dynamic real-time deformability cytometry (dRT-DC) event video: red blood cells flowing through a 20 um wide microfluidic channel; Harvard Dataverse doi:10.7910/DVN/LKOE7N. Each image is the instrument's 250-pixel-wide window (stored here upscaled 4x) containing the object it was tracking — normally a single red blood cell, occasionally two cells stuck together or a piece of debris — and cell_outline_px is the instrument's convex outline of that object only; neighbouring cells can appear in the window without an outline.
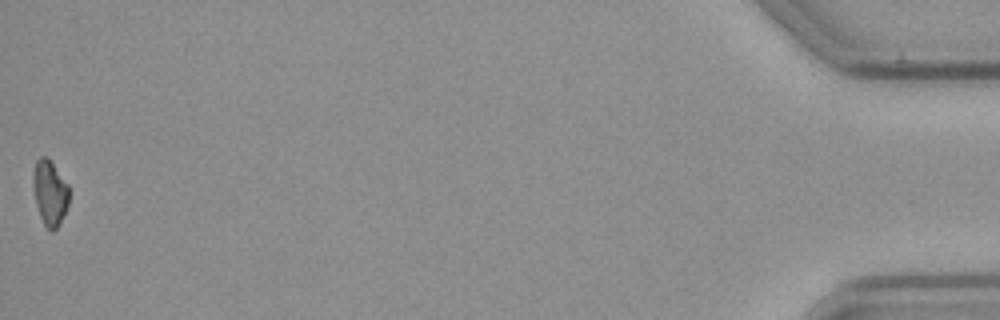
{"species": "common noctule bat (a hibernating species)", "species_latin": "Nyctalus noctula", "temperature_condition": "cold", "stored_images_in_passage": 42, "camera_frame_rate_fps": 3000, "um_per_image_px": 0.085, "animal": {"sex": "male", "body_mass_g": 23.1, "forearm_length_mm": 52.7}, "frame": {"image": 1, "passage_image": 42, "time_ms": 13.667, "image_size_px": [1000, 320], "cell_outline_px": [[68, 204], [56, 228], [52, 232], [44, 224], [40, 216], [36, 204], [32, 180], [32, 172], [36, 160], [40, 156], [48, 156], [68, 184]], "centroid_in_image_um": [4.21, 16.31], "position_along_channel_um": 431.0, "area_um2": 13.58}, "authors_computed_cell_mechanics": {"area_um2": 15.5771, "velocity_mm_per_s": 3.5835, "shape_relaxation_time_tau1_ms": 1.7348, "shape_relaxation_time_tau2_ms": null, "deformation_change_tau1": 0.1061, "deformation_change_tau2": null}}